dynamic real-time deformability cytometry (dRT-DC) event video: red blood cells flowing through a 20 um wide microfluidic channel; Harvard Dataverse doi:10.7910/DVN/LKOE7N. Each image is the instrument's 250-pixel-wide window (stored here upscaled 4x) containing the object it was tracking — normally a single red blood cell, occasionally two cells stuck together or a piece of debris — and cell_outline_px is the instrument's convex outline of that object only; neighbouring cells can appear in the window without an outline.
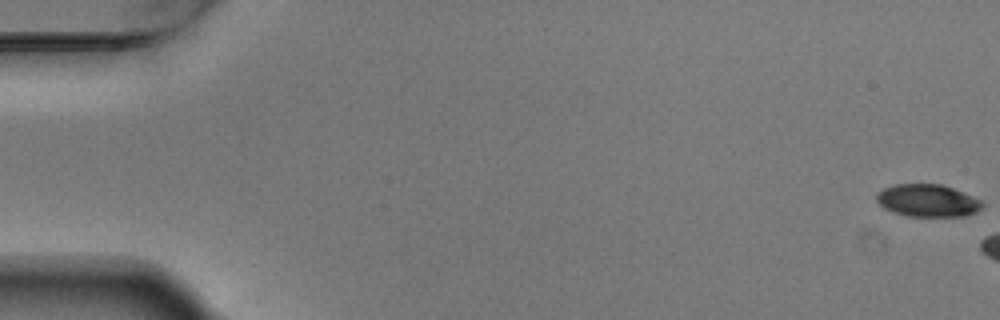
{"species": "Egyptian fruit bat (a non-hibernating species)", "species_latin": "Rousettus aegyptiacus", "temperature_condition": "warm", "stored_images_in_passage": 4, "camera_frame_rate_fps": 3000, "um_per_image_px": 0.085, "animal": {"sex": "male"}, "frame": {"image": 1, "passage_image": 1, "time_ms": 0.0, "image_size_px": [1000, 320], "cell_outline_px": [[984, 204], [976, 212], [968, 216], [908, 216], [892, 212], [884, 208], [876, 200], [876, 196], [884, 188], [896, 184], [944, 184], [972, 196], [980, 200]], "centroid_in_image_um": [78.86, 17.05], "position_along_channel_um": 6.1, "area_um2": 19.94}}